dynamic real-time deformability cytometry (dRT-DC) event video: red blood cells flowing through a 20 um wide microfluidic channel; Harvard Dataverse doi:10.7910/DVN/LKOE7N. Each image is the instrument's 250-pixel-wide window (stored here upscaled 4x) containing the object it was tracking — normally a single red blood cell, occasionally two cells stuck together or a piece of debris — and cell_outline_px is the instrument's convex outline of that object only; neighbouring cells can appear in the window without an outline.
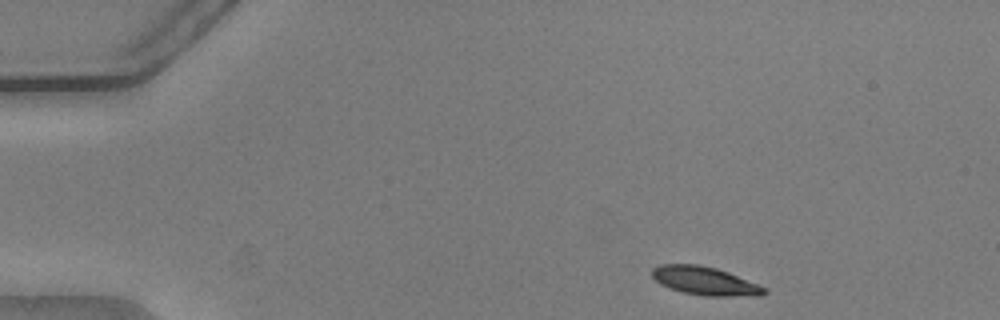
{"species": "common noctule bat (a hibernating species)", "species_latin": "Nyctalus noctula", "temperature_condition": "warm", "stored_images_in_passage": 42, "camera_frame_rate_fps": 3000, "um_per_image_px": 0.085, "animal": {"sex": "male", "body_mass_g": 20.5, "forearm_length_mm": 52.5}, "frame": {"image": 1, "passage_image": 1, "time_ms": 0.0, "image_size_px": [1000, 320], "cell_outline_px": [[768, 292], [764, 296], [704, 296], [684, 292], [660, 284], [652, 276], [652, 268], [660, 264], [696, 264], [716, 268], [728, 272], [760, 284]], "centroid_in_image_um": [59.96, 23.88], "position_along_channel_um": 25.0, "area_um2": 18.61}}
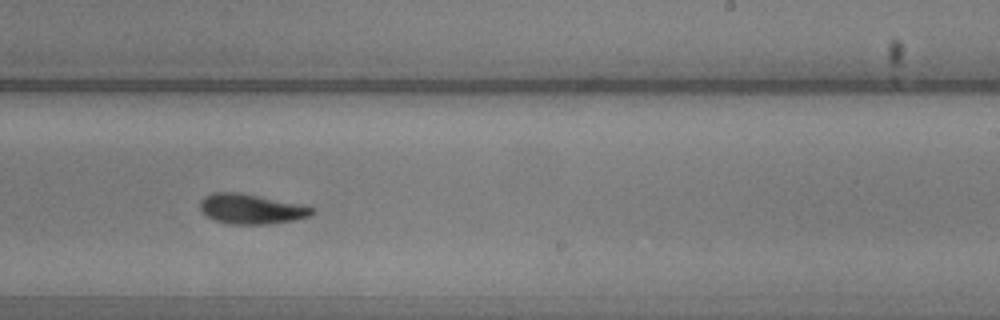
{"frame": {"image": 2, "passage_image": 27, "time_ms": 8.667, "image_size_px": [1000, 320], "cell_outline_px": [[316, 212], [308, 216], [296, 220], [264, 224], [232, 224], [216, 220], [200, 212], [200, 200], [204, 196], [212, 192], [240, 192], [316, 208]], "centroid_in_image_um": [21.32, 17.75], "position_along_channel_um": 267.7, "area_um2": 19.42}}
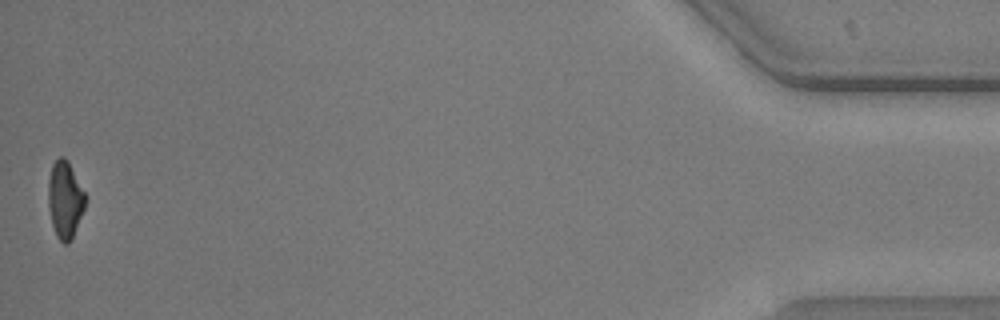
{"frame": {"image": 3, "passage_image": 42, "time_ms": 13.667, "image_size_px": [1000, 320], "cell_outline_px": [[88, 196], [84, 208], [72, 240], [68, 244], [64, 244], [56, 236], [52, 224], [48, 208], [48, 180], [52, 164], [60, 156], [64, 156], [68, 160]], "centroid_in_image_um": [5.54, 16.96], "position_along_channel_um": 429.7, "area_um2": 17.05}, "authors_computed_cell_mechanics": {"area_um2": 19.3052, "velocity_mm_per_s": 3.7512, "shape_relaxation_time_tau1_ms": 2.7588, "shape_relaxation_time_tau2_ms": 7.0128, "deformation_change_tau1": 0.1116, "deformation_change_tau2": 0.1323}}